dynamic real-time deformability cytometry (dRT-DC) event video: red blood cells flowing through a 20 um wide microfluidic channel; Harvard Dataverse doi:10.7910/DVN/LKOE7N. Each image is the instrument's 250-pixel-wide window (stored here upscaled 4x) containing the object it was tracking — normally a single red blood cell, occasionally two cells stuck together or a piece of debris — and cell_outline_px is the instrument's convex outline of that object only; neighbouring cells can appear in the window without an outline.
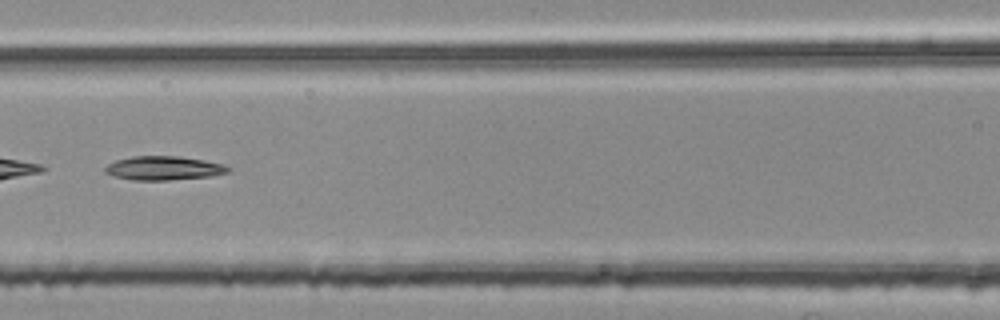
{"species": "common noctule bat (a hibernating species)", "species_latin": "Nyctalus noctula", "temperature_condition": "room temperature", "stored_images_in_passage": 53, "camera_frame_rate_fps": 3000, "um_per_image_px": 0.085, "animal": {"sex": "female", "body_mass_g": 25.1}, "frame": {"image": 1, "passage_image": 24, "time_ms": 7.667, "image_size_px": [1000, 320], "cell_outline_px": [[232, 168], [228, 172], [212, 176], [168, 180], [132, 180], [116, 176], [104, 172], [104, 168], [108, 164], [116, 160], [132, 156], [176, 156], [204, 160], [224, 164]], "centroid_in_image_um": [13.93, 14.29], "position_along_channel_um": 152.7, "area_um2": 17.11}}
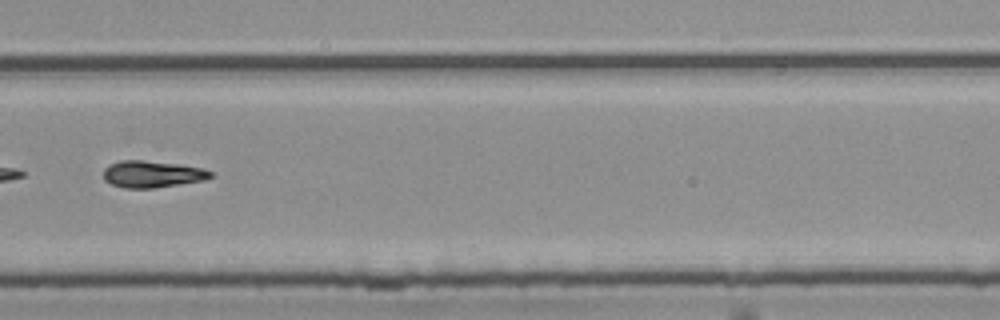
{"frame": {"image": 2, "passage_image": 37, "time_ms": 12.0, "image_size_px": [1000, 320], "cell_outline_px": [[216, 176], [204, 180], [152, 188], [124, 188], [112, 184], [104, 180], [104, 168], [120, 160], [144, 160], [176, 164], [204, 168], [212, 172]], "centroid_in_image_um": [12.96, 14.8], "position_along_channel_um": 316.8, "area_um2": 16.65}}
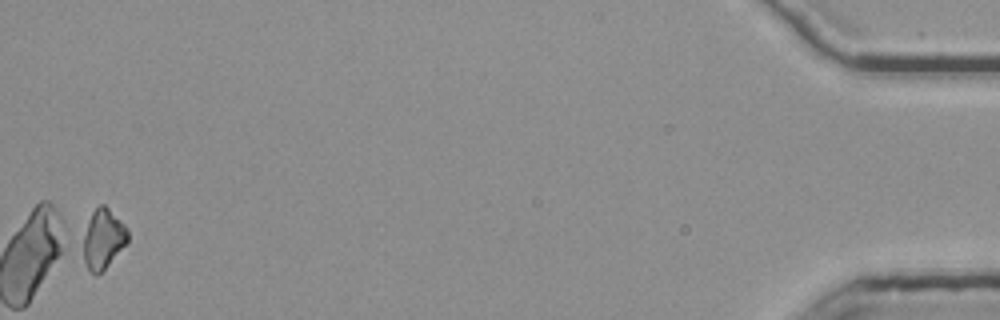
{"frame": {"image": 3, "passage_image": 53, "time_ms": 17.333, "image_size_px": [1000, 320], "cell_outline_px": [[128, 240], [108, 264], [96, 276], [88, 268], [76, 248], [88, 220], [92, 212], [100, 204], [104, 204], [128, 228]], "centroid_in_image_um": [8.65, 20.31], "position_along_channel_um": 426.6, "area_um2": 16.01}, "authors_computed_cell_mechanics": {"area_um2": 16.9354, "velocity_mm_per_s": 3.7985, "shape_relaxation_time_tau1_ms": 1.7986, "shape_relaxation_time_tau2_ms": null, "deformation_change_tau1": 0.2357, "deformation_change_tau2": null}}